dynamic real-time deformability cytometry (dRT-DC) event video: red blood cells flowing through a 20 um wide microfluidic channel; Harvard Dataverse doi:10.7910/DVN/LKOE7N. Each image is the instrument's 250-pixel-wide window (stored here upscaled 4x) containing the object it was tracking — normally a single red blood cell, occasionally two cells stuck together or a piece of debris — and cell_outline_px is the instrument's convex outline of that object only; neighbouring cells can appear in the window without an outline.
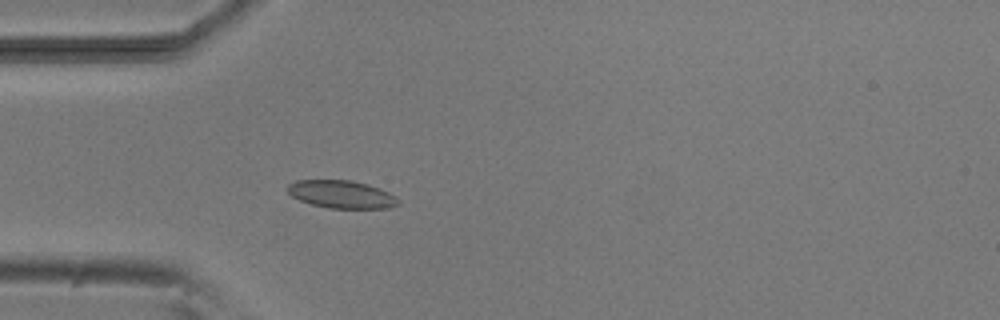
{"species": "common noctule bat (a hibernating species)", "species_latin": "Nyctalus noctula", "temperature_condition": "room temperature", "stored_images_in_passage": 5, "camera_frame_rate_fps": 3000, "um_per_image_px": 0.085, "animal": {"sex": "male", "body_mass_g": 20.5, "forearm_length_mm": 52.5}, "frame": {"image": 1, "passage_image": 5, "time_ms": 4.667, "image_size_px": [1000, 320], "cell_outline_px": [[400, 204], [388, 208], [328, 208], [312, 204], [300, 200], [292, 196], [284, 188], [288, 184], [296, 180], [352, 180], [368, 184], [380, 188], [396, 196], [400, 200]], "centroid_in_image_um": [29.03, 16.51], "position_along_channel_um": 56.0, "area_um2": 18.09}}